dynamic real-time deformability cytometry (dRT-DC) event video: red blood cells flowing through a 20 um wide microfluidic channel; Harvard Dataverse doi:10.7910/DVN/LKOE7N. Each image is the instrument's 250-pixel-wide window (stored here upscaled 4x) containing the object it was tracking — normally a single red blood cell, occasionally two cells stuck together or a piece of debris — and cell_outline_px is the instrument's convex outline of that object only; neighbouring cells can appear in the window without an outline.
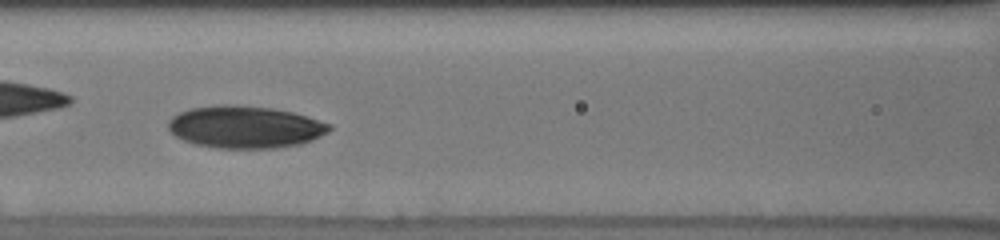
{"species": "human", "species_latin": "Homo sapiens", "temperature_condition": "cold", "stored_images_in_passage": 36, "camera_frame_rate_fps": 3000, "um_per_image_px": 0.085, "donor": {"sex": "male"}, "frame": {"image": 1, "passage_image": 11, "time_ms": 4.0, "image_size_px": [1000, 240], "cell_outline_px": [[332, 128], [328, 132], [312, 140], [300, 144], [276, 148], [216, 148], [196, 144], [184, 140], [176, 136], [168, 128], [168, 120], [172, 116], [188, 108], [216, 104], [228, 104], [272, 108], [292, 112], [332, 124]], "centroid_in_image_um": [20.82, 10.79], "position_along_channel_um": 145.8, "area_um2": 39.77}, "authors_computed_cell_mechanics": {"area_um2": 37.281, "velocity_mm_per_s": 3.7552, "shape_relaxation_time_tau1_ms": 5.6038, "shape_relaxation_time_tau2_ms": 4.2857, "deformation_change_tau1": 0.1417, "deformation_change_tau2": 0.09}}